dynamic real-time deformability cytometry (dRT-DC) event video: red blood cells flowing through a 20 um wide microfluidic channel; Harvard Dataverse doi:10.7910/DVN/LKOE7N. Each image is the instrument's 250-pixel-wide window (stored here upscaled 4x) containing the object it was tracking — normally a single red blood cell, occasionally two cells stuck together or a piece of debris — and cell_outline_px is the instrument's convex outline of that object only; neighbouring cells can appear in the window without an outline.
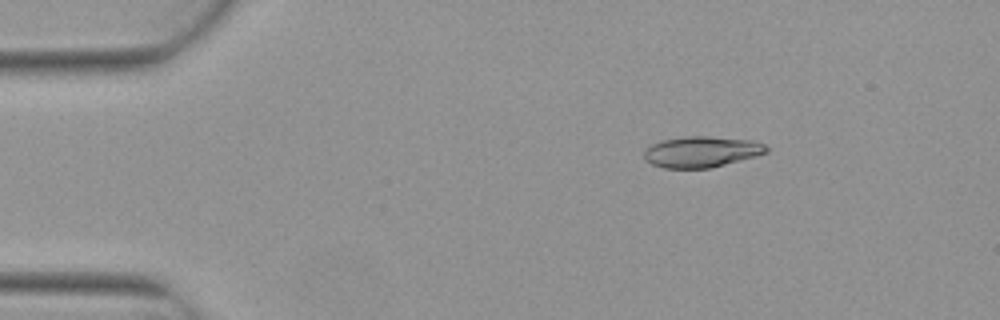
{"species": "Egyptian fruit bat (a non-hibernating species)", "species_latin": "Rousettus aegyptiacus", "temperature_condition": "warm", "stored_images_in_passage": 3, "camera_frame_rate_fps": 3000, "um_per_image_px": 0.085, "animal": {"sex": "female"}, "frame": {"image": 1, "passage_image": 1, "time_ms": 0.0, "image_size_px": [1000, 320], "cell_outline_px": [[768, 152], [756, 156], [712, 168], [664, 168], [652, 164], [644, 160], [644, 152], [652, 144], [660, 140], [688, 136], [708, 136], [752, 140], [764, 144], [768, 148]], "centroid_in_image_um": [59.63, 12.9], "position_along_channel_um": 25.4, "area_um2": 22.14}}
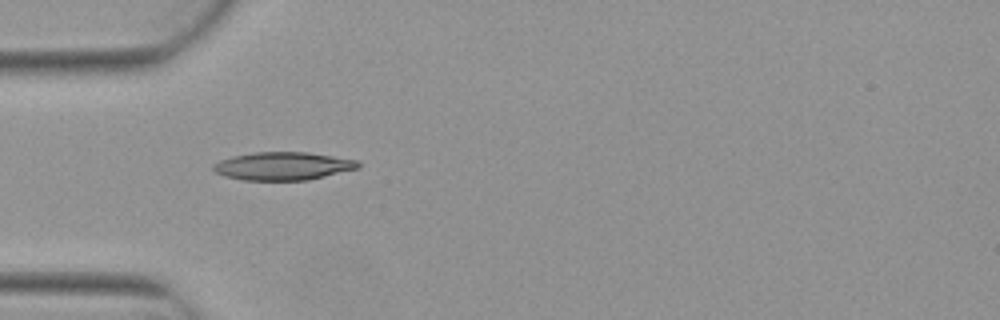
{"frame": {"image": 2, "passage_image": 3, "time_ms": 0.667, "image_size_px": [1000, 320], "cell_outline_px": [[360, 168], [308, 180], [244, 180], [224, 176], [216, 172], [212, 168], [212, 164], [220, 160], [232, 156], [252, 152], [308, 152], [356, 160], [360, 164]], "centroid_in_image_um": [24.03, 14.11], "position_along_channel_um": 61.0, "area_um2": 23.7}}